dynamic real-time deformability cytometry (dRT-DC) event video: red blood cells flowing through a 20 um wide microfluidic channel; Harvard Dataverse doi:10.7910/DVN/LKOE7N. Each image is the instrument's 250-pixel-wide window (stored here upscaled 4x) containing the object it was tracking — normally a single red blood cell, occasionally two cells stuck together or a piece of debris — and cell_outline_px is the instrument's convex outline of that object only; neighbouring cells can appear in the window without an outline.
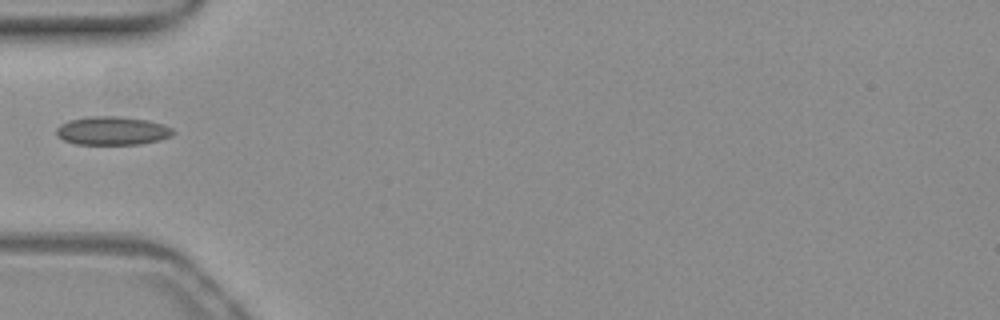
{"species": "common noctule bat (a hibernating species)", "species_latin": "Nyctalus noctula", "temperature_condition": "warm", "stored_images_in_passage": 36, "camera_frame_rate_fps": 3000, "um_per_image_px": 0.085, "animal": {"sex": "female", "body_mass_g": 19.3, "forearm_length_mm": 54.1}, "frame": {"image": 1, "passage_image": 1, "time_ms": 0.0, "image_size_px": [1000, 320], "cell_outline_px": [[176, 132], [172, 136], [160, 140], [140, 144], [76, 144], [64, 140], [56, 136], [56, 128], [60, 124], [68, 120], [92, 116], [120, 116], [148, 120], [164, 124], [172, 128]], "centroid_in_image_um": [9.56, 11.11], "position_along_channel_um": 75.4, "area_um2": 19.59}}
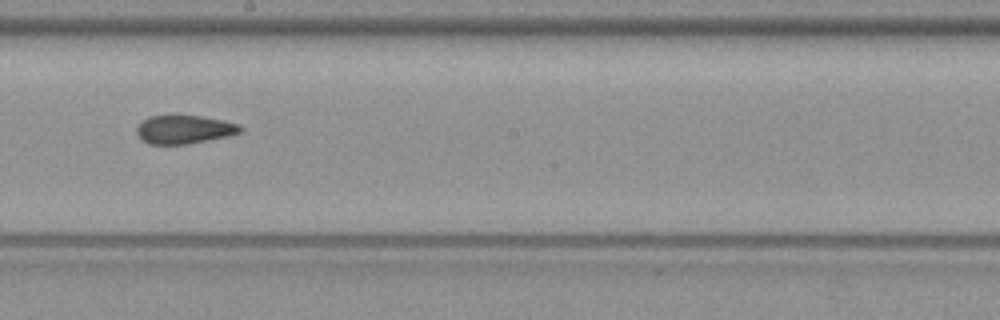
{"frame": {"image": 2, "passage_image": 13, "time_ms": 4.0, "image_size_px": [1000, 320], "cell_outline_px": [[244, 128], [240, 132], [228, 136], [188, 144], [148, 144], [140, 140], [136, 132], [136, 128], [148, 116], [200, 116], [240, 124]], "centroid_in_image_um": [15.64, 11.02], "position_along_channel_um": 232.6, "area_um2": 17.11}}
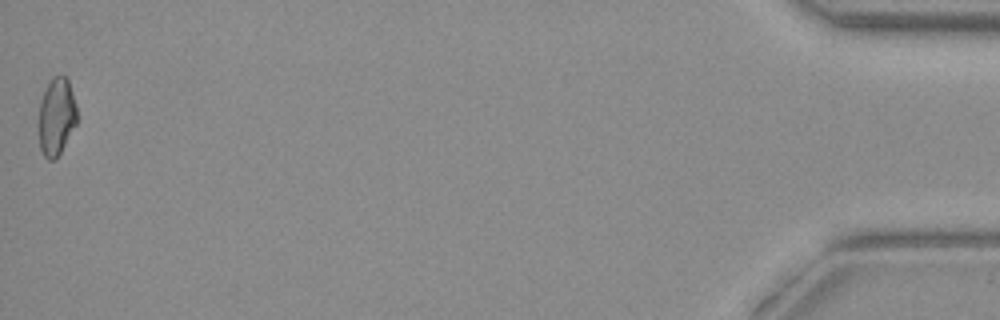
{"frame": {"image": 3, "passage_image": 36, "time_ms": 11.667, "image_size_px": [1000, 320], "cell_outline_px": [[76, 124], [56, 160], [48, 160], [44, 156], [40, 148], [40, 100], [48, 80], [52, 76], [64, 76], [68, 80], [76, 104]], "centroid_in_image_um": [4.8, 9.9], "position_along_channel_um": 430.4, "area_um2": 17.11}}